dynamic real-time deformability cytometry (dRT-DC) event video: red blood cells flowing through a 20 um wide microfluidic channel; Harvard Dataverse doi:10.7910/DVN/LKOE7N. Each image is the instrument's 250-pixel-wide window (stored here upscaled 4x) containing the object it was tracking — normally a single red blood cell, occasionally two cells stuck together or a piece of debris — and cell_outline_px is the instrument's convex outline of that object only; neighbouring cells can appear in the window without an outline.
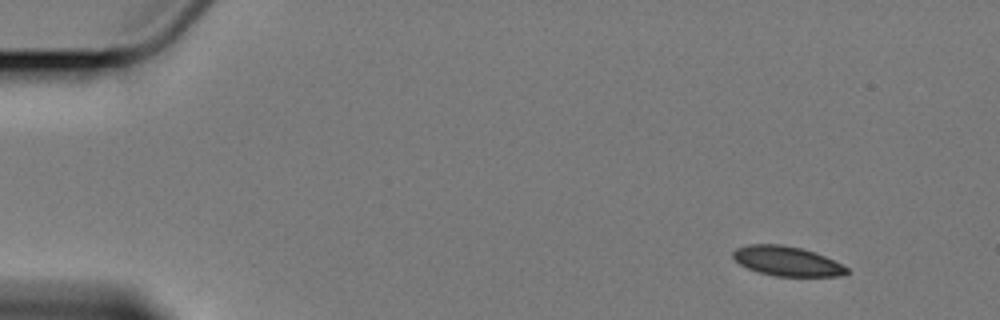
{"species": "Egyptian fruit bat (a non-hibernating species)", "species_latin": "Rousettus aegyptiacus", "temperature_condition": "cold", "stored_images_in_passage": 5, "segment_of_instrument_passage": [1, 2], "camera_frame_rate_fps": 3000, "um_per_image_px": 0.085, "animal": {"sex": "female"}, "frame": {"image": 1, "passage_image": 1, "time_ms": 0.0, "image_size_px": [1000, 320], "cell_outline_px": [[848, 272], [844, 276], [776, 276], [760, 272], [748, 268], [740, 264], [732, 256], [732, 252], [736, 248], [748, 244], [780, 244], [800, 248], [824, 256], [848, 268]], "centroid_in_image_um": [66.86, 22.19], "position_along_channel_um": 18.1, "area_um2": 19.36}}
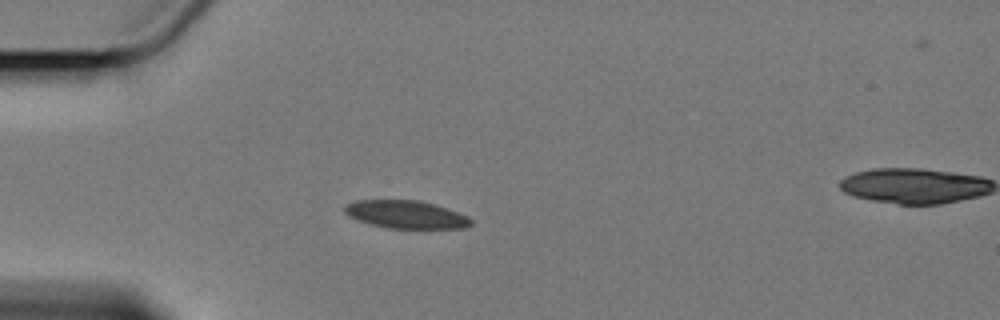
{"frame": {"image": 2, "passage_image": 4, "time_ms": 3.667, "image_size_px": [1000, 320], "cell_outline_px": [[472, 224], [464, 228], [388, 228], [368, 224], [356, 220], [348, 216], [344, 212], [344, 204], [356, 200], [420, 200], [436, 204], [448, 208], [468, 216], [472, 220]], "centroid_in_image_um": [34.48, 18.22], "position_along_channel_um": 50.5, "area_um2": 20.81}}